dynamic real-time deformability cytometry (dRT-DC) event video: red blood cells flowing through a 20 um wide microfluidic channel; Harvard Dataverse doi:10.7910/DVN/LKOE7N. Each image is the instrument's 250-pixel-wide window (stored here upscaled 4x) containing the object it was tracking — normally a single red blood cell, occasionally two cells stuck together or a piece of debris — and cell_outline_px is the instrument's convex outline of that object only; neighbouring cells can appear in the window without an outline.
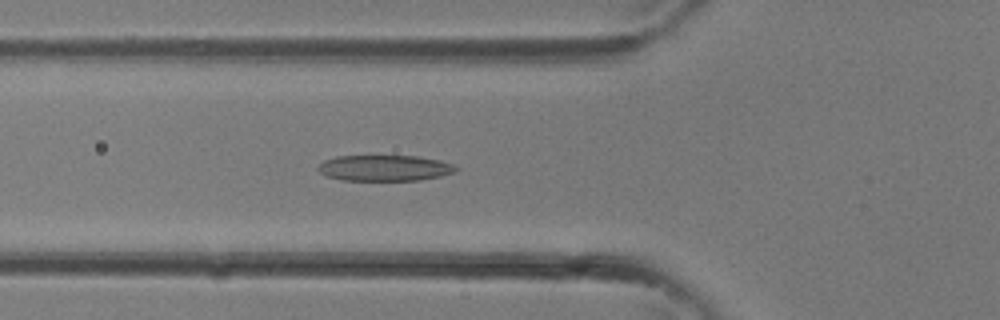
{"species": "common noctule bat (a hibernating species)", "species_latin": "Nyctalus noctula", "temperature_condition": "room temperature", "stored_images_in_passage": 18, "camera_frame_rate_fps": 3000, "um_per_image_px": 0.085, "animal": {"sex": "female"}, "frame": {"image": 1, "passage_image": 2, "time_ms": 0.333, "image_size_px": [1000, 320], "cell_outline_px": [[456, 172], [440, 176], [420, 180], [340, 180], [328, 176], [320, 172], [316, 168], [324, 160], [336, 156], [420, 156], [440, 160], [452, 164], [456, 168]], "centroid_in_image_um": [32.68, 14.28], "position_along_channel_um": 93.1, "area_um2": 20.75}}
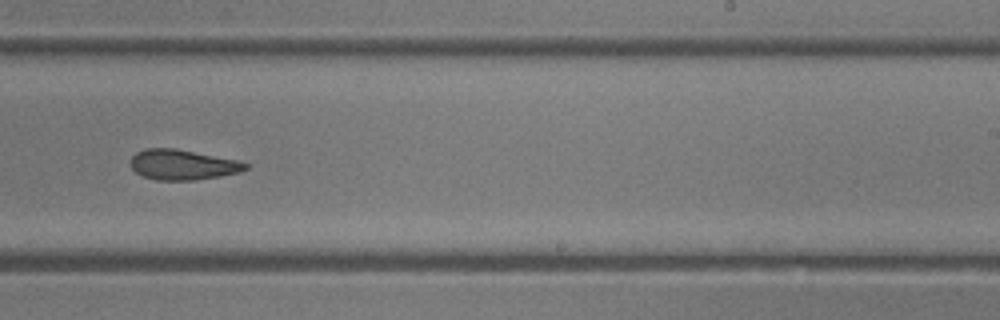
{"frame": {"image": 2, "passage_image": 11, "time_ms": 3.333, "image_size_px": [1000, 320], "cell_outline_px": [[248, 168], [240, 172], [220, 176], [196, 180], [156, 180], [144, 176], [136, 172], [132, 168], [128, 160], [136, 152], [144, 148], [176, 148], [236, 160], [248, 164]], "centroid_in_image_um": [15.48, 13.99], "position_along_channel_um": 273.5, "area_um2": 20.29}}
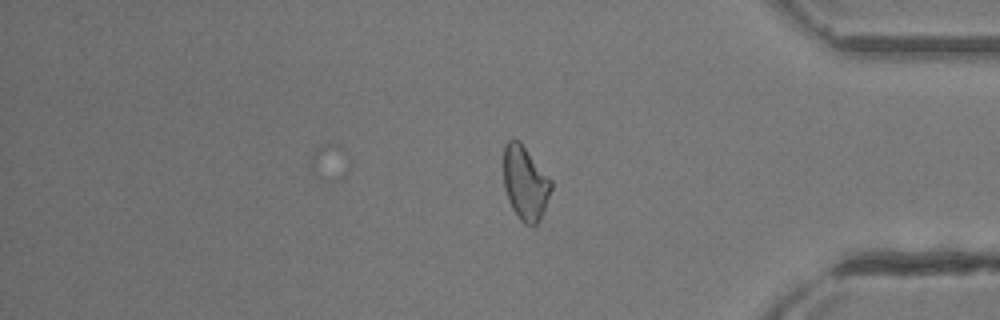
{"frame": {"image": 3, "passage_image": 18, "time_ms": 5.667, "image_size_px": [1000, 320], "cell_outline_px": [[552, 188], [544, 212], [540, 220], [536, 224], [524, 224], [520, 220], [512, 208], [508, 200], [504, 188], [504, 144], [512, 136], [520, 140], [552, 180]], "centroid_in_image_um": [44.64, 15.52], "position_along_channel_um": 390.6, "area_um2": 20.87}}